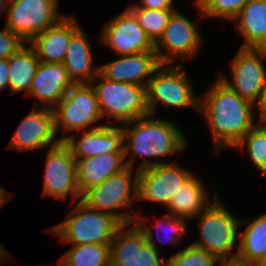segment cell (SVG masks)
<instances>
[{"instance_id":"8fae6325","label":"cell","mask_w":266,"mask_h":266,"mask_svg":"<svg viewBox=\"0 0 266 266\" xmlns=\"http://www.w3.org/2000/svg\"><path fill=\"white\" fill-rule=\"evenodd\" d=\"M263 59L266 61V49L239 48L230 63L232 79L223 72L218 77L241 98L255 104L266 80Z\"/></svg>"},{"instance_id":"ffe728a7","label":"cell","mask_w":266,"mask_h":266,"mask_svg":"<svg viewBox=\"0 0 266 266\" xmlns=\"http://www.w3.org/2000/svg\"><path fill=\"white\" fill-rule=\"evenodd\" d=\"M76 20L66 15L29 43L40 62L63 63L71 37L81 28Z\"/></svg>"},{"instance_id":"603a6c76","label":"cell","mask_w":266,"mask_h":266,"mask_svg":"<svg viewBox=\"0 0 266 266\" xmlns=\"http://www.w3.org/2000/svg\"><path fill=\"white\" fill-rule=\"evenodd\" d=\"M232 20L244 39L240 48L266 49V0H249Z\"/></svg>"},{"instance_id":"6da1fadb","label":"cell","mask_w":266,"mask_h":266,"mask_svg":"<svg viewBox=\"0 0 266 266\" xmlns=\"http://www.w3.org/2000/svg\"><path fill=\"white\" fill-rule=\"evenodd\" d=\"M199 111L211 131L215 153L234 148L257 122L254 104L241 98L217 77L204 96H199Z\"/></svg>"},{"instance_id":"8992f818","label":"cell","mask_w":266,"mask_h":266,"mask_svg":"<svg viewBox=\"0 0 266 266\" xmlns=\"http://www.w3.org/2000/svg\"><path fill=\"white\" fill-rule=\"evenodd\" d=\"M182 64H161L146 86V104L149 114H156V107L163 104L172 108H192L199 111L200 97Z\"/></svg>"},{"instance_id":"2e32d148","label":"cell","mask_w":266,"mask_h":266,"mask_svg":"<svg viewBox=\"0 0 266 266\" xmlns=\"http://www.w3.org/2000/svg\"><path fill=\"white\" fill-rule=\"evenodd\" d=\"M61 142L56 138L53 109L33 107L15 130L8 145L19 151L51 148Z\"/></svg>"},{"instance_id":"d6986e66","label":"cell","mask_w":266,"mask_h":266,"mask_svg":"<svg viewBox=\"0 0 266 266\" xmlns=\"http://www.w3.org/2000/svg\"><path fill=\"white\" fill-rule=\"evenodd\" d=\"M73 85L63 63L40 62L28 96L38 99L34 107L53 109Z\"/></svg>"},{"instance_id":"836d02e7","label":"cell","mask_w":266,"mask_h":266,"mask_svg":"<svg viewBox=\"0 0 266 266\" xmlns=\"http://www.w3.org/2000/svg\"><path fill=\"white\" fill-rule=\"evenodd\" d=\"M141 2V3H140ZM137 4H131L127 7H140L147 9H175L174 0H140Z\"/></svg>"},{"instance_id":"e0dca14e","label":"cell","mask_w":266,"mask_h":266,"mask_svg":"<svg viewBox=\"0 0 266 266\" xmlns=\"http://www.w3.org/2000/svg\"><path fill=\"white\" fill-rule=\"evenodd\" d=\"M118 57L99 66V73L106 79L146 87L154 71L161 65L155 51Z\"/></svg>"},{"instance_id":"484cf974","label":"cell","mask_w":266,"mask_h":266,"mask_svg":"<svg viewBox=\"0 0 266 266\" xmlns=\"http://www.w3.org/2000/svg\"><path fill=\"white\" fill-rule=\"evenodd\" d=\"M27 45L24 44L8 59L11 95L24 91V95L28 96L37 66L40 63L35 50Z\"/></svg>"},{"instance_id":"8d00e7d4","label":"cell","mask_w":266,"mask_h":266,"mask_svg":"<svg viewBox=\"0 0 266 266\" xmlns=\"http://www.w3.org/2000/svg\"><path fill=\"white\" fill-rule=\"evenodd\" d=\"M217 266H253L245 263L244 260L235 257V258H226V259H218Z\"/></svg>"},{"instance_id":"7402d4cb","label":"cell","mask_w":266,"mask_h":266,"mask_svg":"<svg viewBox=\"0 0 266 266\" xmlns=\"http://www.w3.org/2000/svg\"><path fill=\"white\" fill-rule=\"evenodd\" d=\"M90 44L82 27L70 39L63 64L74 84H90L99 73V66L94 67Z\"/></svg>"},{"instance_id":"4dcf8cb0","label":"cell","mask_w":266,"mask_h":266,"mask_svg":"<svg viewBox=\"0 0 266 266\" xmlns=\"http://www.w3.org/2000/svg\"><path fill=\"white\" fill-rule=\"evenodd\" d=\"M249 0H194L197 15L200 18H222L232 21V19L242 10Z\"/></svg>"},{"instance_id":"3957f363","label":"cell","mask_w":266,"mask_h":266,"mask_svg":"<svg viewBox=\"0 0 266 266\" xmlns=\"http://www.w3.org/2000/svg\"><path fill=\"white\" fill-rule=\"evenodd\" d=\"M211 199L213 201L195 217H198L200 240L191 244L210 252L217 259L235 258L241 220L219 201L216 191Z\"/></svg>"},{"instance_id":"9c48e42d","label":"cell","mask_w":266,"mask_h":266,"mask_svg":"<svg viewBox=\"0 0 266 266\" xmlns=\"http://www.w3.org/2000/svg\"><path fill=\"white\" fill-rule=\"evenodd\" d=\"M60 0H10L5 26L24 43L54 26L65 15L59 14Z\"/></svg>"},{"instance_id":"ab89813d","label":"cell","mask_w":266,"mask_h":266,"mask_svg":"<svg viewBox=\"0 0 266 266\" xmlns=\"http://www.w3.org/2000/svg\"><path fill=\"white\" fill-rule=\"evenodd\" d=\"M8 2H9V0H0V17H1V15H3V12H5V11L7 12Z\"/></svg>"},{"instance_id":"9a60e30c","label":"cell","mask_w":266,"mask_h":266,"mask_svg":"<svg viewBox=\"0 0 266 266\" xmlns=\"http://www.w3.org/2000/svg\"><path fill=\"white\" fill-rule=\"evenodd\" d=\"M192 175L190 170L179 167L174 160L141 169L138 173L137 200H147L167 207L179 187Z\"/></svg>"},{"instance_id":"ba28073f","label":"cell","mask_w":266,"mask_h":266,"mask_svg":"<svg viewBox=\"0 0 266 266\" xmlns=\"http://www.w3.org/2000/svg\"><path fill=\"white\" fill-rule=\"evenodd\" d=\"M53 112L56 134L60 130L66 133V136L60 138L61 141L73 132L92 130L105 125H96L102 115L91 84H74L53 108Z\"/></svg>"},{"instance_id":"e575fe53","label":"cell","mask_w":266,"mask_h":266,"mask_svg":"<svg viewBox=\"0 0 266 266\" xmlns=\"http://www.w3.org/2000/svg\"><path fill=\"white\" fill-rule=\"evenodd\" d=\"M254 108H257L255 110L258 111V123H262L266 120V80L263 89L261 90L260 97L258 101L254 104Z\"/></svg>"},{"instance_id":"7a4b0ae2","label":"cell","mask_w":266,"mask_h":266,"mask_svg":"<svg viewBox=\"0 0 266 266\" xmlns=\"http://www.w3.org/2000/svg\"><path fill=\"white\" fill-rule=\"evenodd\" d=\"M122 125L126 166L134 169L137 156L146 158L142 159L140 165L136 167L138 171L159 164L170 163V161L165 162L159 158L178 154L184 151L189 144L181 129L173 121L155 119L154 115L151 114ZM150 158L157 160L150 161L152 160Z\"/></svg>"},{"instance_id":"5bb4252c","label":"cell","mask_w":266,"mask_h":266,"mask_svg":"<svg viewBox=\"0 0 266 266\" xmlns=\"http://www.w3.org/2000/svg\"><path fill=\"white\" fill-rule=\"evenodd\" d=\"M100 42L117 56L155 51V44L127 7L104 25Z\"/></svg>"},{"instance_id":"ac0fdd59","label":"cell","mask_w":266,"mask_h":266,"mask_svg":"<svg viewBox=\"0 0 266 266\" xmlns=\"http://www.w3.org/2000/svg\"><path fill=\"white\" fill-rule=\"evenodd\" d=\"M82 132L78 131L77 134L70 135L63 141L71 149L75 158L96 157L110 152H124L122 126L105 123L96 129ZM78 136L79 139H77Z\"/></svg>"},{"instance_id":"52a82bcc","label":"cell","mask_w":266,"mask_h":266,"mask_svg":"<svg viewBox=\"0 0 266 266\" xmlns=\"http://www.w3.org/2000/svg\"><path fill=\"white\" fill-rule=\"evenodd\" d=\"M90 84L96 93L102 119L107 116L112 122L124 124L149 115L146 87L106 79L100 73Z\"/></svg>"},{"instance_id":"d6a6232c","label":"cell","mask_w":266,"mask_h":266,"mask_svg":"<svg viewBox=\"0 0 266 266\" xmlns=\"http://www.w3.org/2000/svg\"><path fill=\"white\" fill-rule=\"evenodd\" d=\"M24 44L26 43L5 26L0 30V59H9Z\"/></svg>"},{"instance_id":"f35d334b","label":"cell","mask_w":266,"mask_h":266,"mask_svg":"<svg viewBox=\"0 0 266 266\" xmlns=\"http://www.w3.org/2000/svg\"><path fill=\"white\" fill-rule=\"evenodd\" d=\"M9 256V258H8ZM11 255L8 254V252L4 249L2 245H0V264L7 263L10 260Z\"/></svg>"},{"instance_id":"5b68a950","label":"cell","mask_w":266,"mask_h":266,"mask_svg":"<svg viewBox=\"0 0 266 266\" xmlns=\"http://www.w3.org/2000/svg\"><path fill=\"white\" fill-rule=\"evenodd\" d=\"M121 225L111 215L92 209L79 200L67 219L47 231L59 237L61 243L109 245Z\"/></svg>"},{"instance_id":"83f0119b","label":"cell","mask_w":266,"mask_h":266,"mask_svg":"<svg viewBox=\"0 0 266 266\" xmlns=\"http://www.w3.org/2000/svg\"><path fill=\"white\" fill-rule=\"evenodd\" d=\"M58 266H110V246L99 244L73 245L59 259Z\"/></svg>"},{"instance_id":"f1b7e54d","label":"cell","mask_w":266,"mask_h":266,"mask_svg":"<svg viewBox=\"0 0 266 266\" xmlns=\"http://www.w3.org/2000/svg\"><path fill=\"white\" fill-rule=\"evenodd\" d=\"M234 149L240 152L246 149L249 160L266 176V126L263 123H257L248 131Z\"/></svg>"},{"instance_id":"d4e9b609","label":"cell","mask_w":266,"mask_h":266,"mask_svg":"<svg viewBox=\"0 0 266 266\" xmlns=\"http://www.w3.org/2000/svg\"><path fill=\"white\" fill-rule=\"evenodd\" d=\"M243 223L249 224L239 233L236 257L255 266L266 254V213L259 214L257 218L241 219L240 224Z\"/></svg>"},{"instance_id":"4316f807","label":"cell","mask_w":266,"mask_h":266,"mask_svg":"<svg viewBox=\"0 0 266 266\" xmlns=\"http://www.w3.org/2000/svg\"><path fill=\"white\" fill-rule=\"evenodd\" d=\"M137 212V216L135 218V223L140 227V229L144 232L145 236H146V242L149 243L150 245H152L156 250H160V248H158L157 243H171L172 246L173 244H178L182 242V237L185 236V233L188 231L187 230V219L185 218H181V217H175L170 213H166L164 214V216L160 217V220H158L152 227L156 228L157 231H162L166 230L164 236L167 238H161L158 234V236H155L154 234V229H152L151 225L149 226L148 224H146V220H148V217L145 218L143 216H141V212L140 211H136ZM145 221V222H144ZM144 222V223H143ZM161 227V228H160ZM159 228V229H158ZM161 231V232H162ZM186 231V232H185ZM163 233V232H162ZM157 237L158 240L155 238ZM166 242H163L165 241ZM181 240V242H180Z\"/></svg>"},{"instance_id":"60d3db41","label":"cell","mask_w":266,"mask_h":266,"mask_svg":"<svg viewBox=\"0 0 266 266\" xmlns=\"http://www.w3.org/2000/svg\"><path fill=\"white\" fill-rule=\"evenodd\" d=\"M255 266H266V254L261 260L257 262Z\"/></svg>"},{"instance_id":"f546056e","label":"cell","mask_w":266,"mask_h":266,"mask_svg":"<svg viewBox=\"0 0 266 266\" xmlns=\"http://www.w3.org/2000/svg\"><path fill=\"white\" fill-rule=\"evenodd\" d=\"M127 8L134 14L139 25L144 29L154 44L159 40L169 22V19L177 10V8L162 10L140 7Z\"/></svg>"},{"instance_id":"d590c367","label":"cell","mask_w":266,"mask_h":266,"mask_svg":"<svg viewBox=\"0 0 266 266\" xmlns=\"http://www.w3.org/2000/svg\"><path fill=\"white\" fill-rule=\"evenodd\" d=\"M7 87H9L8 59H0V91Z\"/></svg>"},{"instance_id":"cb8c5ba5","label":"cell","mask_w":266,"mask_h":266,"mask_svg":"<svg viewBox=\"0 0 266 266\" xmlns=\"http://www.w3.org/2000/svg\"><path fill=\"white\" fill-rule=\"evenodd\" d=\"M192 175L173 195L167 207V213L175 217L194 219L213 200L209 198V192L200 178Z\"/></svg>"},{"instance_id":"30bf717a","label":"cell","mask_w":266,"mask_h":266,"mask_svg":"<svg viewBox=\"0 0 266 266\" xmlns=\"http://www.w3.org/2000/svg\"><path fill=\"white\" fill-rule=\"evenodd\" d=\"M198 28L195 22L190 21L179 10H176L169 19L163 34L155 43V52L159 62L161 64H183V61L197 56L204 43ZM175 59L180 62H175Z\"/></svg>"},{"instance_id":"1f68e13d","label":"cell","mask_w":266,"mask_h":266,"mask_svg":"<svg viewBox=\"0 0 266 266\" xmlns=\"http://www.w3.org/2000/svg\"><path fill=\"white\" fill-rule=\"evenodd\" d=\"M217 261L210 252L190 244L168 258L167 266H217Z\"/></svg>"},{"instance_id":"7c38bea8","label":"cell","mask_w":266,"mask_h":266,"mask_svg":"<svg viewBox=\"0 0 266 266\" xmlns=\"http://www.w3.org/2000/svg\"><path fill=\"white\" fill-rule=\"evenodd\" d=\"M109 246L110 266H167L135 222L122 224Z\"/></svg>"},{"instance_id":"277c9868","label":"cell","mask_w":266,"mask_h":266,"mask_svg":"<svg viewBox=\"0 0 266 266\" xmlns=\"http://www.w3.org/2000/svg\"><path fill=\"white\" fill-rule=\"evenodd\" d=\"M132 172L133 168L126 167L121 172L111 175L100 185L85 191L81 195V201L92 209L111 215L121 224L133 223L137 212L131 214L130 210L134 208V201H138L139 171L136 169ZM119 209H125L127 212H119Z\"/></svg>"},{"instance_id":"74e56055","label":"cell","mask_w":266,"mask_h":266,"mask_svg":"<svg viewBox=\"0 0 266 266\" xmlns=\"http://www.w3.org/2000/svg\"><path fill=\"white\" fill-rule=\"evenodd\" d=\"M8 193L4 188L1 187L0 185V209L6 204V202L11 198Z\"/></svg>"},{"instance_id":"4fadbf2b","label":"cell","mask_w":266,"mask_h":266,"mask_svg":"<svg viewBox=\"0 0 266 266\" xmlns=\"http://www.w3.org/2000/svg\"><path fill=\"white\" fill-rule=\"evenodd\" d=\"M44 169L43 196L66 201L71 195L73 204L81 200L76 182V158L63 141L49 148Z\"/></svg>"},{"instance_id":"44dd1931","label":"cell","mask_w":266,"mask_h":266,"mask_svg":"<svg viewBox=\"0 0 266 266\" xmlns=\"http://www.w3.org/2000/svg\"><path fill=\"white\" fill-rule=\"evenodd\" d=\"M127 166L124 152H110L96 157L76 158V182L80 194L100 185L111 175L121 172Z\"/></svg>"}]
</instances>
